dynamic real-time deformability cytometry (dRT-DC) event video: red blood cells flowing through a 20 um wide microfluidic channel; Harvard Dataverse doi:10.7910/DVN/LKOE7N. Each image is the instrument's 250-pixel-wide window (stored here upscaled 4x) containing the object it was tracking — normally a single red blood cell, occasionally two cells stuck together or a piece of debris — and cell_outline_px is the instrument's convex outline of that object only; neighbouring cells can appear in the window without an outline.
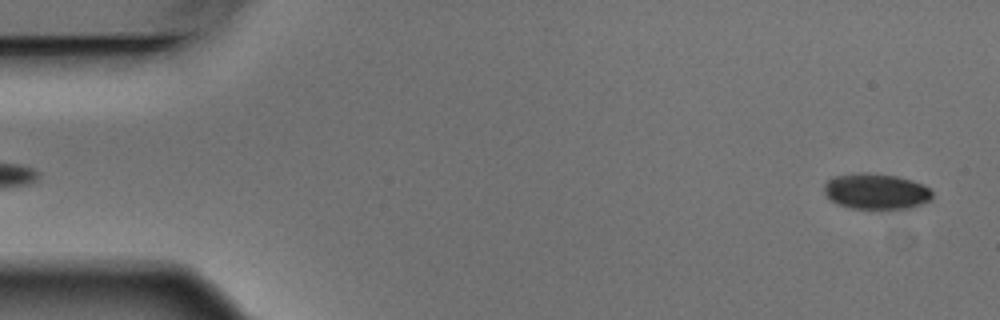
{"species": "Egyptian fruit bat (a non-hibernating species)", "species_latin": "Rousettus aegyptiacus", "temperature_condition": "warm", "stored_images_in_passage": 4, "segment_of_instrument_passage": [2, 2], "camera_frame_rate_fps": 3000, "um_per_image_px": 0.085, "animal": {"sex": "male"}, "frame": {"image": 1, "passage_image": 4, "time_ms": 1.0, "image_size_px": [1000, 320], "cell_outline_px": [[932, 200], [908, 208], [892, 212], [880, 212], [852, 208], [836, 204], [824, 192], [824, 184], [832, 176], [860, 172], [868, 172], [896, 176], [912, 180], [924, 184], [932, 192]], "centroid_in_image_um": [74.48, 16.31], "position_along_channel_um": 10.5, "area_um2": 23.52}}